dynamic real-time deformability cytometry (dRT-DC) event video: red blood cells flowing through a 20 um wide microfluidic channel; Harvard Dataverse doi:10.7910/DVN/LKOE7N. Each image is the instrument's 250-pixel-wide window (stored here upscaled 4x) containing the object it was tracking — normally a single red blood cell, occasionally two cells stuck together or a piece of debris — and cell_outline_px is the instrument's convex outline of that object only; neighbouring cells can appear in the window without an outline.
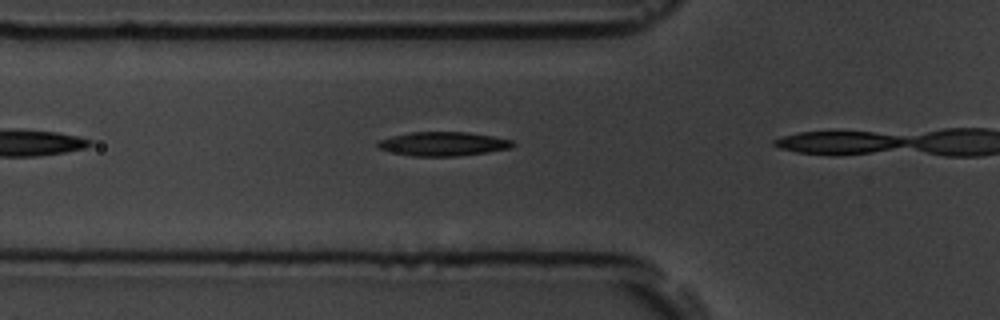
{"species": "common noctule bat (a hibernating species)", "species_latin": "Nyctalus noctula", "temperature_condition": "room temperature", "stored_images_in_passage": 3, "camera_frame_rate_fps": 3000, "um_per_image_px": 0.085, "animal": {"sex": "male", "body_mass_g": 19.5, "forearm_length_mm": 54.6}, "frame": {"image": 1, "passage_image": 2, "time_ms": 0.333, "image_size_px": [1000, 320], "cell_outline_px": [[516, 144], [512, 148], [488, 152], [456, 156], [412, 156], [380, 148], [376, 144], [380, 140], [392, 136], [412, 132], [468, 132], [492, 136], [512, 140]], "centroid_in_image_um": [37.74, 12.22], "position_along_channel_um": 88.1, "area_um2": 18.67}}